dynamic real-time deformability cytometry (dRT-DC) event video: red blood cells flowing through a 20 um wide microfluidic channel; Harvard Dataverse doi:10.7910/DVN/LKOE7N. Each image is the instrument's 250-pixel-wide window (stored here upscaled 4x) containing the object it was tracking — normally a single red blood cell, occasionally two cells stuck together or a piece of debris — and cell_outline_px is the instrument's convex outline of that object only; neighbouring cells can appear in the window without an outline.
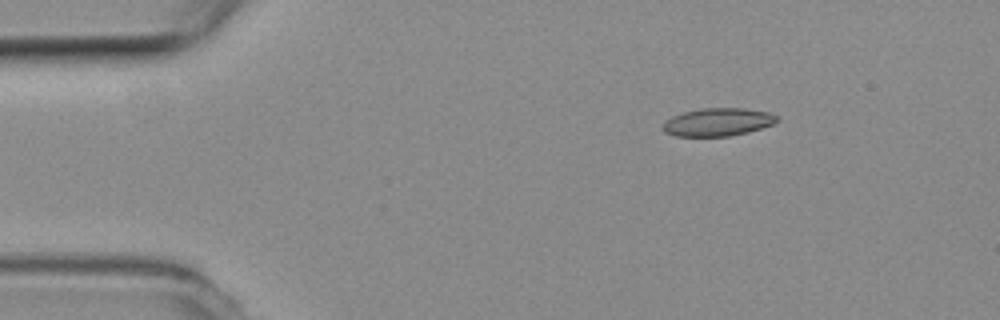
{"species": "common noctule bat (a hibernating species)", "species_latin": "Nyctalus noctula", "temperature_condition": "room temperature", "stored_images_in_passage": 34, "camera_frame_rate_fps": 3000, "um_per_image_px": 0.085, "animal": {"sex": "female", "body_mass_g": 19.3, "forearm_length_mm": 54.1}, "frame": {"image": 1, "passage_image": 2, "time_ms": 0.333, "image_size_px": [1000, 320], "cell_outline_px": [[780, 120], [776, 124], [748, 132], [728, 136], [676, 136], [664, 132], [664, 124], [672, 116], [684, 112], [700, 108], [744, 108], [768, 112], [776, 116]], "centroid_in_image_um": [61.07, 10.37], "position_along_channel_um": 23.9, "area_um2": 18.55}}
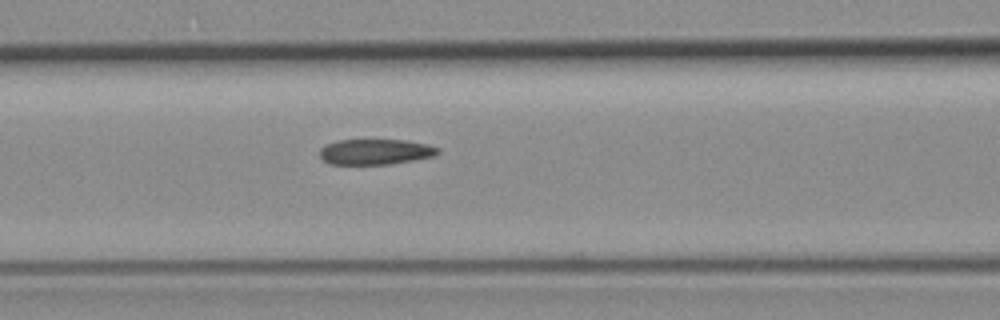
{"frame": {"image": 2, "passage_image": 16, "time_ms": 5.0, "image_size_px": [1000, 320], "cell_outline_px": [[440, 152], [436, 156], [392, 164], [328, 164], [320, 156], [320, 148], [324, 144], [336, 140], [404, 140], [428, 144], [440, 148]], "centroid_in_image_um": [31.92, 12.9], "position_along_channel_um": 134.7, "area_um2": 17.8}}
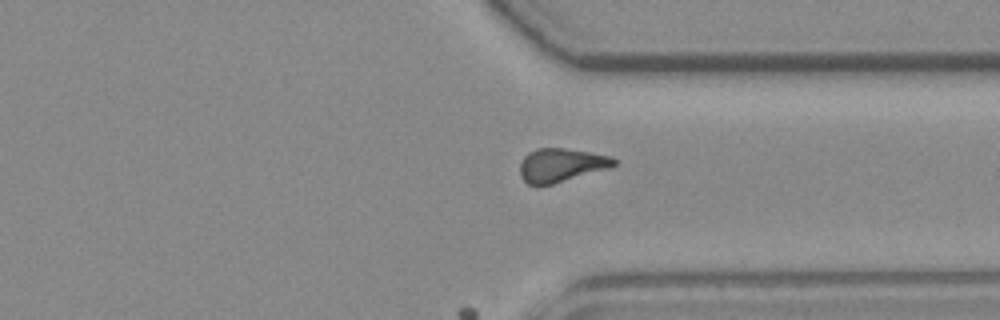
{"frame": {"image": 3, "passage_image": 34, "time_ms": 11.0, "image_size_px": [1000, 320], "cell_outline_px": [[616, 164], [612, 168], [552, 184], [528, 184], [520, 176], [520, 164], [524, 156], [528, 152], [536, 148], [564, 148], [588, 152], [608, 156], [616, 160]], "centroid_in_image_um": [47.7, 14.03], "position_along_channel_um": 363.7, "area_um2": 18.32}}